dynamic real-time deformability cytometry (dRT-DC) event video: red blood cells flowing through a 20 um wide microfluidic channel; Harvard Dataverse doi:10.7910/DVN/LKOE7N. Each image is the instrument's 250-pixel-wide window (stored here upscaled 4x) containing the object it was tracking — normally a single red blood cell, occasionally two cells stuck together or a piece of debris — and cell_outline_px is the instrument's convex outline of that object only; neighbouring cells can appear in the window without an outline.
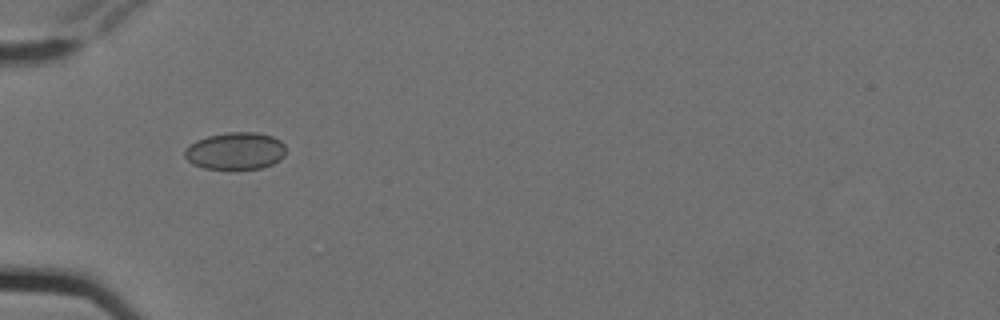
{"species": "Egyptian fruit bat (a non-hibernating species)", "species_latin": "Rousettus aegyptiacus", "temperature_condition": "cold", "stored_images_in_passage": 6, "camera_frame_rate_fps": 3000, "um_per_image_px": 0.085, "animal": {"sex": "female"}, "frame": {"image": 1, "passage_image": 5, "time_ms": 1.333, "image_size_px": [1000, 320], "cell_outline_px": [[284, 156], [280, 160], [272, 164], [260, 168], [204, 168], [192, 164], [184, 156], [184, 148], [188, 144], [196, 140], [208, 136], [228, 132], [256, 132], [272, 136], [280, 140], [284, 144]], "centroid_in_image_um": [19.98, 12.81], "position_along_channel_um": 65.0, "area_um2": 21.91}}
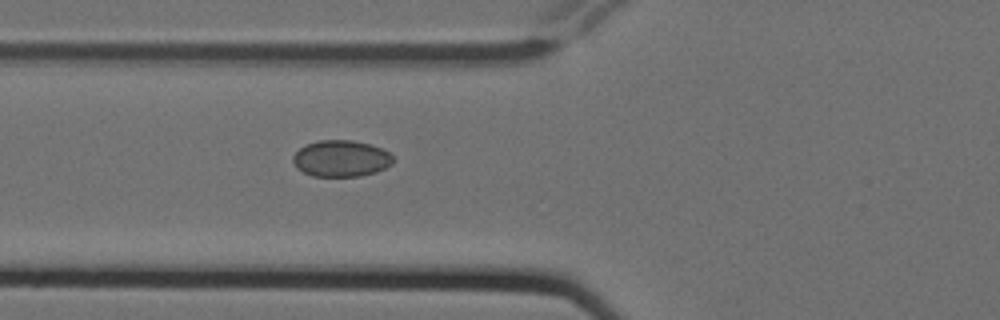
{"frame": {"image": 2, "passage_image": 6, "time_ms": 1.667, "image_size_px": [1000, 320], "cell_outline_px": [[392, 164], [376, 172], [360, 176], [312, 176], [296, 168], [292, 160], [292, 156], [300, 148], [308, 144], [320, 140], [352, 140], [372, 144], [388, 152], [392, 156]], "centroid_in_image_um": [28.98, 13.47], "position_along_channel_um": 96.8, "area_um2": 21.21}}